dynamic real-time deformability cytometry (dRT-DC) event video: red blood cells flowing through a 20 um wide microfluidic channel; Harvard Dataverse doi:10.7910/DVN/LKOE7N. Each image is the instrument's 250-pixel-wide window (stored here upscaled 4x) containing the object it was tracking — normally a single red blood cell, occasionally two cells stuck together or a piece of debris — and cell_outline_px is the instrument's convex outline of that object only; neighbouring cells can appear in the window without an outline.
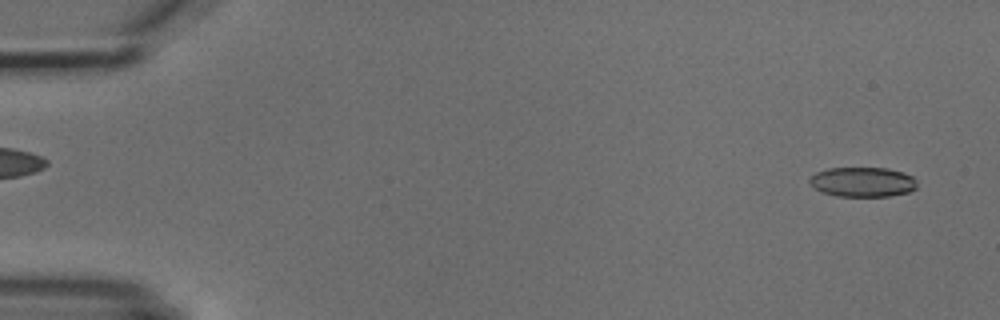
{"species": "common noctule bat (a hibernating species)", "species_latin": "Nyctalus noctula", "temperature_condition": "cold", "stored_images_in_passage": 6, "segment_of_instrument_passage": [2, 2], "camera_frame_rate_fps": 3000, "um_per_image_px": 0.085, "animal": {"sex": "male", "body_mass_g": 18.8}, "frame": {"image": 1, "passage_image": 6, "time_ms": 5.667, "image_size_px": [1000, 320], "cell_outline_px": [[916, 188], [908, 192], [888, 196], [836, 196], [824, 192], [816, 188], [808, 180], [816, 172], [828, 168], [888, 168], [904, 172], [912, 176], [916, 180]], "centroid_in_image_um": [73.35, 15.46], "position_along_channel_um": 11.6, "area_um2": 18.5}}